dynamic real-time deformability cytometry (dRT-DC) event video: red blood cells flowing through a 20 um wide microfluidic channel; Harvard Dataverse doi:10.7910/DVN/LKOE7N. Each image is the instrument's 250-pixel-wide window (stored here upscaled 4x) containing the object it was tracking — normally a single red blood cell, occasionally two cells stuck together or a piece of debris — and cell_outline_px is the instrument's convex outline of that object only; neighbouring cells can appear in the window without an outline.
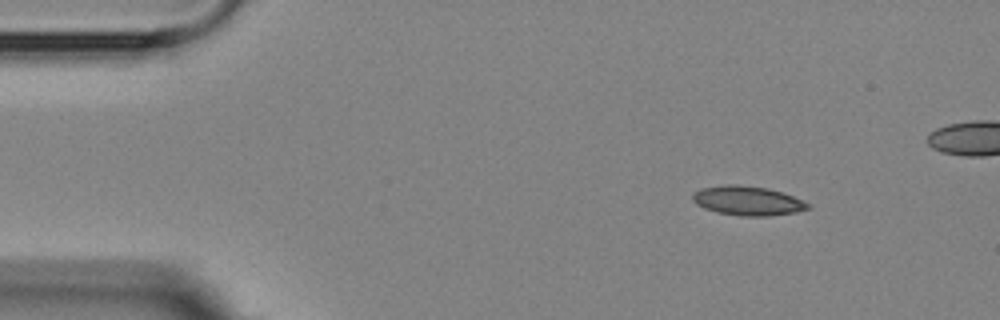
{"species": "Egyptian fruit bat (a non-hibernating species)", "species_latin": "Rousettus aegyptiacus", "temperature_condition": "room temperature", "stored_images_in_passage": 9, "camera_frame_rate_fps": 3000, "um_per_image_px": 0.085, "animal": {"sex": "female"}, "frame": {"image": 1, "passage_image": 1, "time_ms": 0.0, "image_size_px": [1000, 320], "cell_outline_px": [[812, 208], [796, 212], [768, 216], [740, 216], [716, 212], [704, 208], [696, 204], [692, 200], [692, 196], [700, 188], [728, 184], [736, 184], [768, 188], [792, 196], [812, 204]], "centroid_in_image_um": [63.56, 17.07], "position_along_channel_um": 21.4, "area_um2": 19.77}}
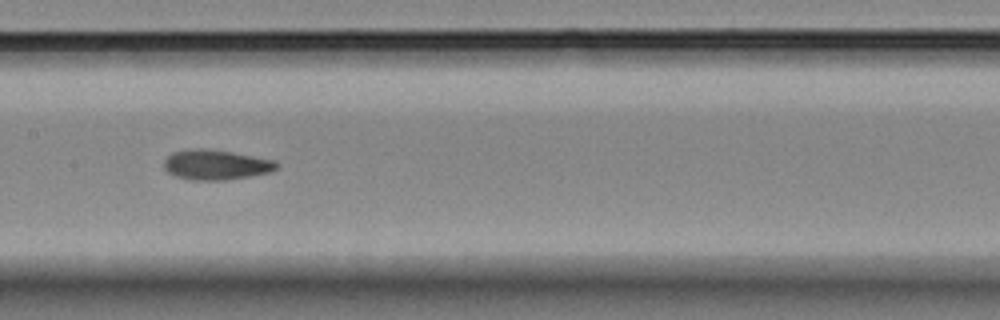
{"frame": {"image": 2, "passage_image": 7, "time_ms": 6.667, "image_size_px": [1000, 320], "cell_outline_px": [[280, 164], [272, 172], [224, 180], [188, 180], [176, 176], [168, 172], [164, 168], [164, 160], [172, 152], [192, 148], [208, 148], [232, 152], [276, 160]], "centroid_in_image_um": [18.36, 13.99], "position_along_channel_um": 189.0, "area_um2": 19.88}}
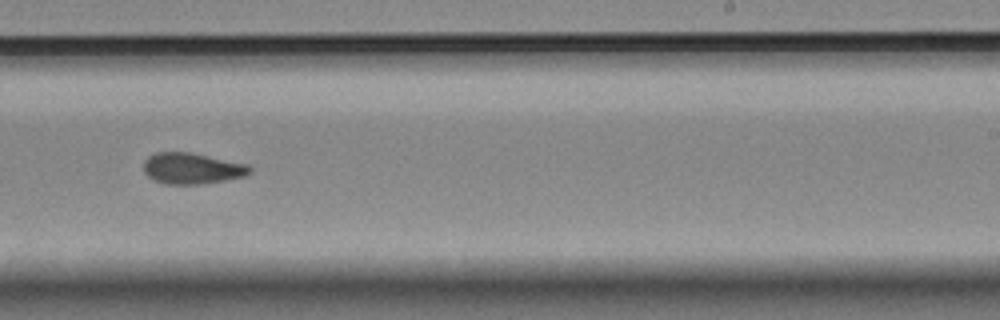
{"frame": {"image": 3, "passage_image": 9, "time_ms": 9.0, "image_size_px": [1000, 320], "cell_outline_px": [[252, 172], [248, 176], [200, 184], [164, 184], [148, 176], [144, 172], [144, 160], [148, 156], [156, 152], [192, 152], [248, 164], [252, 168]], "centroid_in_image_um": [16.35, 14.3], "position_along_channel_um": 272.6, "area_um2": 19.42}}